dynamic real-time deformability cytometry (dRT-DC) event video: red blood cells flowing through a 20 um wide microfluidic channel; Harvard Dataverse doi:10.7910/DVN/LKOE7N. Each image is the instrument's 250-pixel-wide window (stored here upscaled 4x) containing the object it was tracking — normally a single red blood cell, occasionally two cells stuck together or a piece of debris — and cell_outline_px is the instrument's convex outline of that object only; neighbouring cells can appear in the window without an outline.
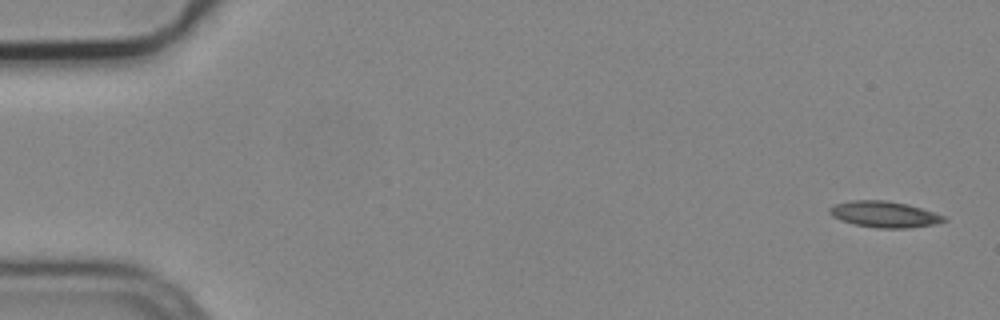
{"species": "common noctule bat (a hibernating species)", "species_latin": "Nyctalus noctula", "temperature_condition": "cold", "stored_images_in_passage": 4, "camera_frame_rate_fps": 3000, "um_per_image_px": 0.085, "animal": {"sex": "male", "body_mass_g": 19.2, "forearm_length_mm": 51.8}, "frame": {"image": 1, "passage_image": 1, "time_ms": 0.0, "image_size_px": [1000, 320], "cell_outline_px": [[948, 220], [936, 224], [908, 228], [876, 228], [856, 224], [840, 220], [832, 216], [828, 212], [828, 208], [836, 204], [852, 200], [888, 200], [908, 204], [948, 216]], "centroid_in_image_um": [75.21, 18.21], "position_along_channel_um": 9.8, "area_um2": 17.63}}
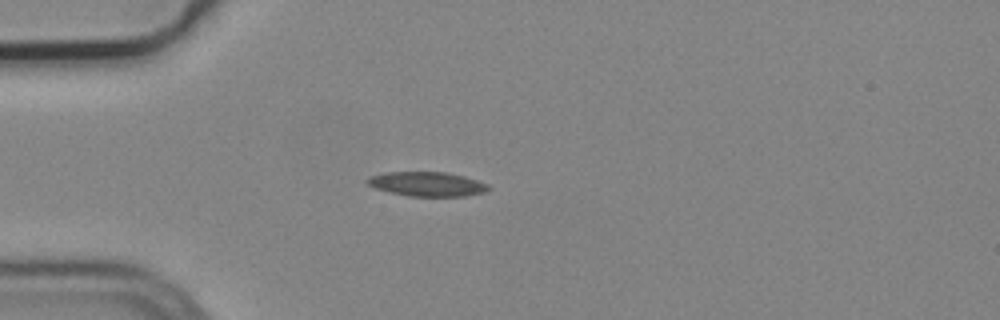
{"frame": {"image": 2, "passage_image": 4, "time_ms": 1.0, "image_size_px": [1000, 320], "cell_outline_px": [[492, 188], [484, 192], [464, 196], [408, 196], [388, 192], [376, 188], [368, 184], [364, 180], [368, 176], [384, 172], [444, 172], [464, 176], [488, 184]], "centroid_in_image_um": [36.27, 15.64], "position_along_channel_um": 48.7, "area_um2": 17.28}}